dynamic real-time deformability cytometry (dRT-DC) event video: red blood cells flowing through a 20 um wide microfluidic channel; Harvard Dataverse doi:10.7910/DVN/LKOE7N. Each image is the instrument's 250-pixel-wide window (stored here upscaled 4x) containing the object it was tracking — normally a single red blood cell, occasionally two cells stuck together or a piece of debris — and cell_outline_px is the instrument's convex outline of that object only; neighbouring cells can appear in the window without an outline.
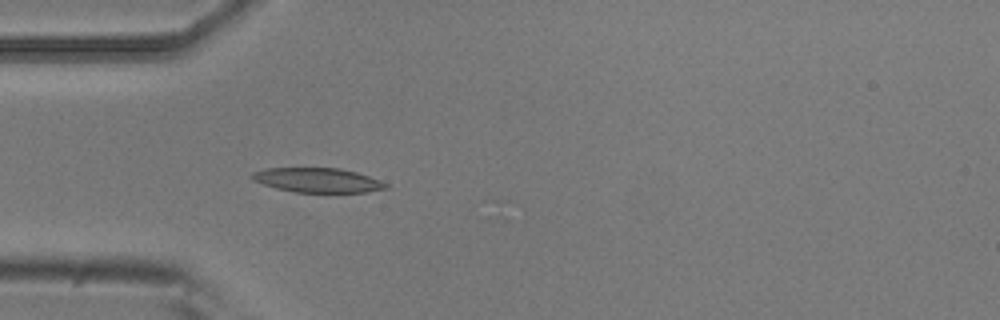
{"species": "common noctule bat (a hibernating species)", "species_latin": "Nyctalus noctula", "temperature_condition": "room temperature", "stored_images_in_passage": 5, "camera_frame_rate_fps": 3000, "um_per_image_px": 0.085, "animal": {"sex": "male", "body_mass_g": 20.5, "forearm_length_mm": 52.5}, "frame": {"image": 1, "passage_image": 5, "time_ms": 1.333, "image_size_px": [1000, 320], "cell_outline_px": [[388, 188], [368, 192], [296, 192], [276, 188], [252, 180], [252, 172], [264, 168], [340, 168], [356, 172], [380, 180], [388, 184]], "centroid_in_image_um": [27.0, 15.31], "position_along_channel_um": 58.0, "area_um2": 19.02}}